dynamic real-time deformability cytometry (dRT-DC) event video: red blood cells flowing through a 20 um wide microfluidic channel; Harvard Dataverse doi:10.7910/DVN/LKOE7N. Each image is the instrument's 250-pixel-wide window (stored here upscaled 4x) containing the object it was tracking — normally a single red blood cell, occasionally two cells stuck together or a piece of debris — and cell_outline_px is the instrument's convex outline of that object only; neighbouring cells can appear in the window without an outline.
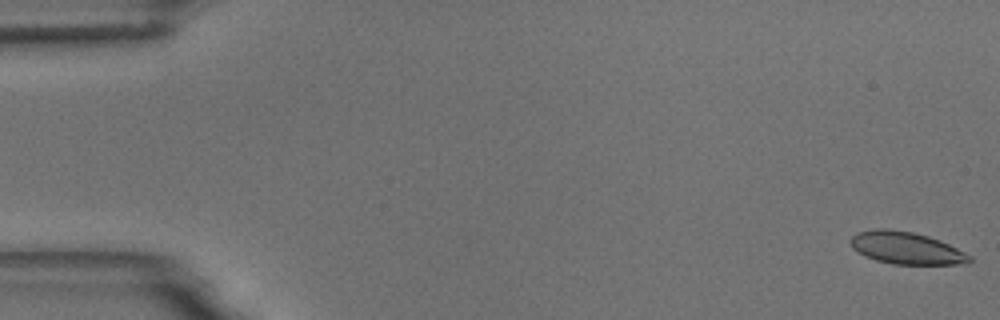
{"species": "common noctule bat (a hibernating species)", "species_latin": "Nyctalus noctula", "temperature_condition": "room temperature", "stored_images_in_passage": 58, "camera_frame_rate_fps": 3000, "um_per_image_px": 0.085, "animal": {"sex": "male", "body_mass_g": 18.8}, "frame": {"image": 1, "passage_image": 1, "time_ms": 0.0, "image_size_px": [1000, 320], "cell_outline_px": [[972, 260], [968, 264], [892, 264], [876, 260], [864, 256], [852, 248], [848, 240], [856, 232], [872, 228], [888, 228], [912, 232], [928, 236], [940, 240], [972, 256]], "centroid_in_image_um": [76.99, 21.07], "position_along_channel_um": 8.0, "area_um2": 22.6}}
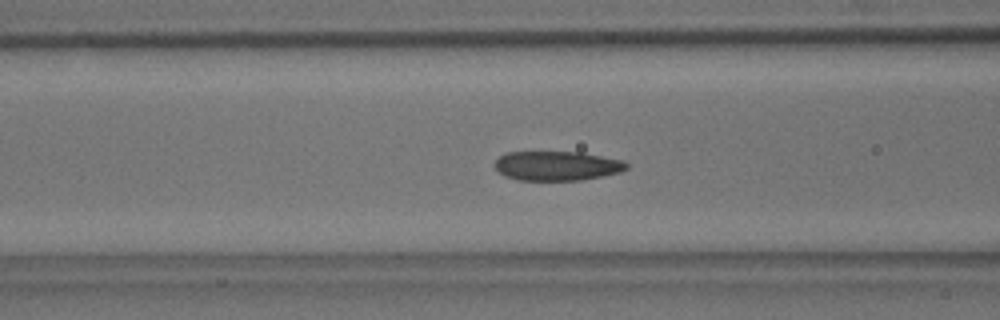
{"frame": {"image": 2, "passage_image": 23, "time_ms": 7.333, "image_size_px": [1000, 320], "cell_outline_px": [[628, 168], [620, 172], [580, 180], [516, 180], [504, 176], [496, 168], [496, 160], [504, 152], [580, 152], [624, 160], [628, 164]], "centroid_in_image_um": [47.34, 14.09], "position_along_channel_um": 119.3, "area_um2": 22.54}}
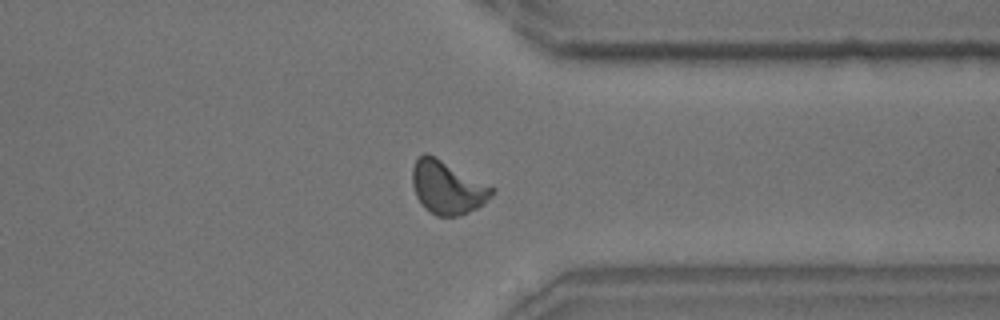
{"frame": {"image": 3, "passage_image": 45, "time_ms": 14.667, "image_size_px": [1000, 320], "cell_outline_px": [[496, 192], [492, 196], [476, 208], [460, 216], [436, 216], [428, 212], [424, 208], [416, 196], [412, 184], [412, 168], [416, 160], [424, 152], [428, 152], [496, 188]], "centroid_in_image_um": [38.02, 15.93], "position_along_channel_um": 373.4, "area_um2": 24.85}, "authors_computed_cell_mechanics": {"area_um2": 23.1778, "velocity_mm_per_s": 3.5024, "shape_relaxation_time_tau1_ms": 5.1994, "shape_relaxation_time_tau2_ms": 1.2565, "deformation_change_tau1": 0.1191, "deformation_change_tau2": 0.0522}}